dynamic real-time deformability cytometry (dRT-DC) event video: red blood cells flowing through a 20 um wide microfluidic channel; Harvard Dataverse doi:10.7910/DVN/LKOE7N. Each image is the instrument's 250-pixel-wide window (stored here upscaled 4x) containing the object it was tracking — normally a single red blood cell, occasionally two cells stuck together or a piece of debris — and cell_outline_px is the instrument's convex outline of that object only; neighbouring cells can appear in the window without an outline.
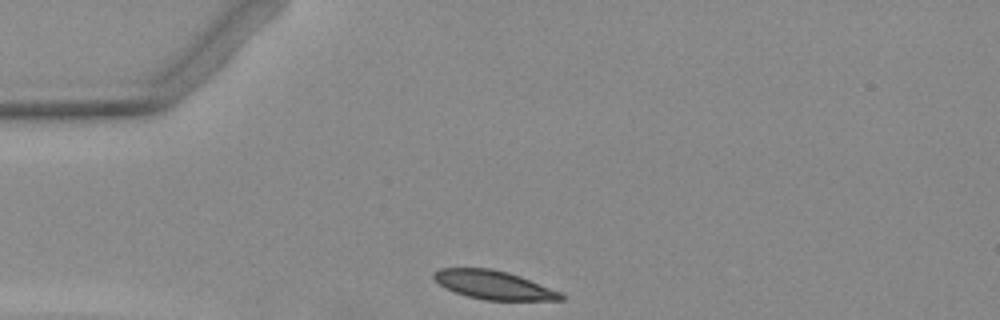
{"species": "Egyptian fruit bat (a non-hibernating species)", "species_latin": "Rousettus aegyptiacus", "temperature_condition": "warm", "stored_images_in_passage": 4, "camera_frame_rate_fps": 3000, "um_per_image_px": 0.085, "animal": {"sex": "female"}, "frame": {"image": 1, "passage_image": 1, "time_ms": 0.0, "image_size_px": [1000, 320], "cell_outline_px": [[564, 300], [484, 300], [468, 296], [444, 288], [432, 276], [432, 272], [440, 268], [492, 268], [508, 272], [520, 276], [560, 292], [564, 296]], "centroid_in_image_um": [41.93, 24.21], "position_along_channel_um": 43.1, "area_um2": 21.1}}
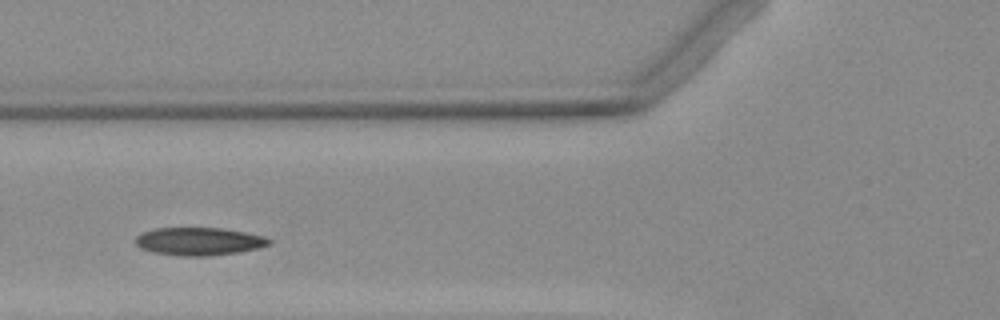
{"frame": {"image": 2, "passage_image": 3, "time_ms": 2.333, "image_size_px": [1000, 320], "cell_outline_px": [[272, 240], [268, 244], [260, 248], [212, 256], [180, 256], [152, 252], [140, 248], [136, 244], [136, 236], [144, 232], [156, 228], [220, 228], [244, 232], [264, 236]], "centroid_in_image_um": [16.9, 20.52], "position_along_channel_um": 108.9, "area_um2": 21.62}}
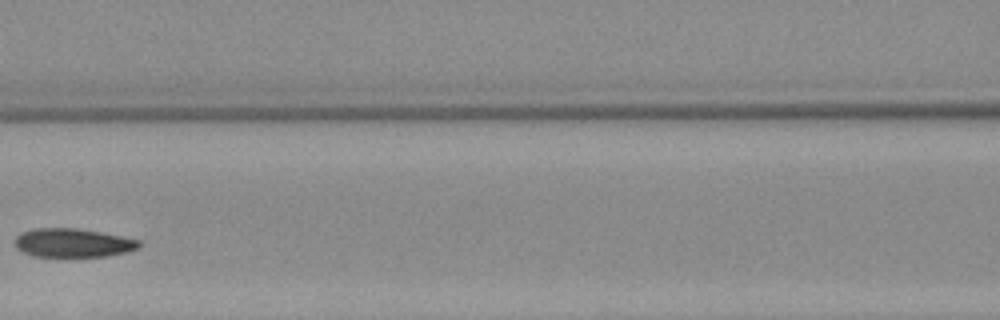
{"frame": {"image": 3, "passage_image": 4, "time_ms": 3.667, "image_size_px": [1000, 320], "cell_outline_px": [[140, 244], [136, 248], [124, 252], [104, 256], [32, 256], [16, 248], [16, 236], [20, 232], [32, 228], [76, 228], [100, 232], [140, 240]], "centroid_in_image_um": [6.13, 20.63], "position_along_channel_um": 160.5, "area_um2": 20.52}}